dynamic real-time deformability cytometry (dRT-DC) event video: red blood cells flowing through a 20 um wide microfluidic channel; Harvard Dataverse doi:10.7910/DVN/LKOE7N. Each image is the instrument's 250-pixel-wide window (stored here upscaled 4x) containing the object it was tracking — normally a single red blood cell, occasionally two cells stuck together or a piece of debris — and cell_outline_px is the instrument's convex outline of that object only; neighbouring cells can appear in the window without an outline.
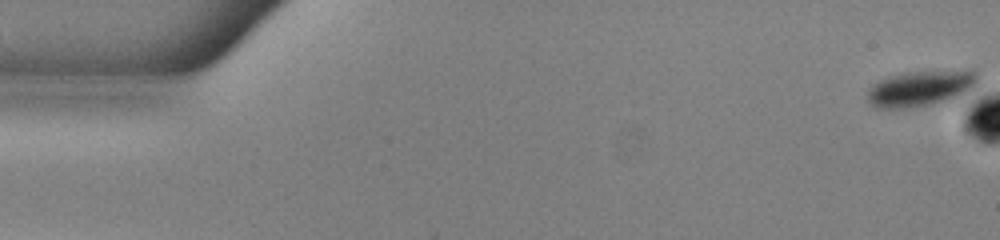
{"species": "common noctule bat (a hibernating species)", "species_latin": "Nyctalus noctula", "temperature_condition": "warm", "stored_images_in_passage": 7, "camera_frame_rate_fps": 3000, "um_per_image_px": 0.085, "animal": {"sex": "male", "body_mass_g": 13.0, "forearm_length_mm": 53.1}, "frame": {"image": 1, "passage_image": 1, "time_ms": 0.0, "image_size_px": [1000, 240], "cell_outline_px": [[980, 76], [976, 84], [952, 100], [912, 108], [876, 108], [868, 104], [868, 88], [872, 84], [888, 76], [904, 72], [972, 68], [976, 68], [980, 72]], "centroid_in_image_um": [78.3, 7.47], "position_along_channel_um": 6.7, "area_um2": 23.87}}